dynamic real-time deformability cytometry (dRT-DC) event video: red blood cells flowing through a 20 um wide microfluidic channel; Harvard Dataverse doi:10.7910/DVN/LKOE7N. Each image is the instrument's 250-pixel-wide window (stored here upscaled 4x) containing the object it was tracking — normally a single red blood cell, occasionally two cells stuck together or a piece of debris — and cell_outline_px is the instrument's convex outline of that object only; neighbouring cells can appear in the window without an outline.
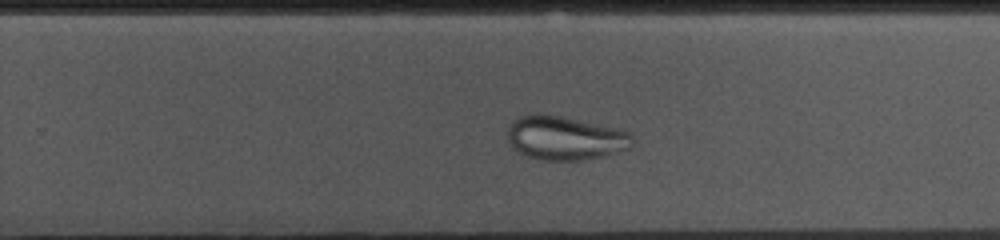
{"species": "common noctule bat (a hibernating species)", "species_latin": "Nyctalus noctula", "temperature_condition": "cold", "stored_images_in_passage": 41, "camera_frame_rate_fps": 3000, "um_per_image_px": 0.085, "animal": {"sex": "female", "body_mass_g": 10.0, "forearm_length_mm": 53.1}, "frame": {"image": 1, "passage_image": 30, "time_ms": 9.667, "image_size_px": [1000, 240], "cell_outline_px": [[632, 144], [628, 148], [604, 156], [584, 160], [544, 160], [528, 156], [520, 152], [508, 140], [508, 124], [516, 116], [536, 112], [540, 112], [560, 116], [616, 128], [628, 132], [632, 136]], "centroid_in_image_um": [47.98, 11.71], "position_along_channel_um": 281.8, "area_um2": 31.85}}